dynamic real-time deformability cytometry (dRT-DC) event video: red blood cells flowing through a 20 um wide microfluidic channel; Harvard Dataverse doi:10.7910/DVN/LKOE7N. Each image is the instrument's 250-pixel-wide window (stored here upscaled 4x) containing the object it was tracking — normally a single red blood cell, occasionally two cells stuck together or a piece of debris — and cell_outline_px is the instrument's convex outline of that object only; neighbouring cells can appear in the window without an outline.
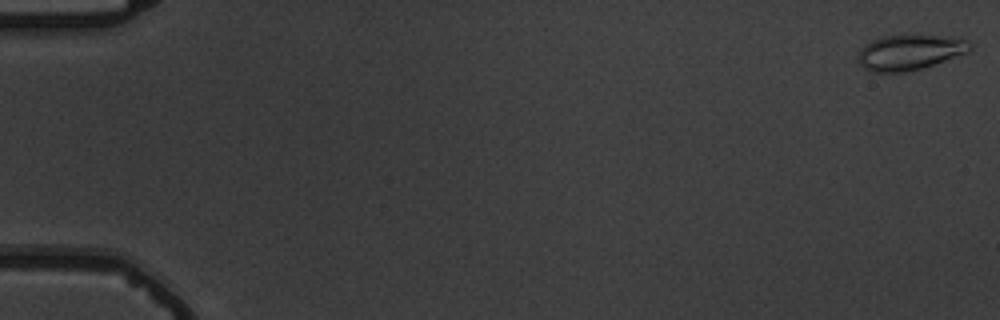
{"species": "common noctule bat (a hibernating species)", "species_latin": "Nyctalus noctula", "temperature_condition": "warm", "stored_images_in_passage": 5, "camera_frame_rate_fps": 3000, "um_per_image_px": 0.085, "animal": {"sex": "male", "body_mass_g": 19.5, "forearm_length_mm": 54.6}, "frame": {"image": 1, "passage_image": 1, "time_ms": 0.0, "image_size_px": [1000, 320], "cell_outline_px": [[972, 48], [968, 52], [920, 68], [904, 72], [872, 72], [864, 68], [856, 60], [856, 56], [864, 44], [872, 40], [884, 36], [960, 36], [968, 40], [972, 44]], "centroid_in_image_um": [77.32, 4.44], "position_along_channel_um": 7.7, "area_um2": 22.95}}
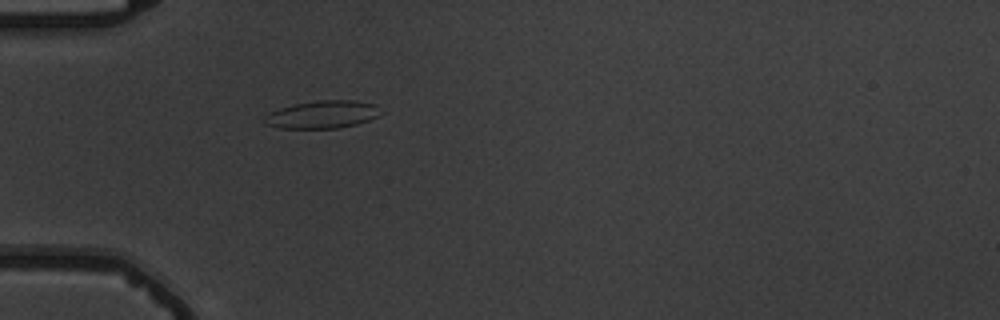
{"frame": {"image": 2, "passage_image": 5, "time_ms": 5.667, "image_size_px": [1000, 320], "cell_outline_px": [[384, 112], [368, 120], [356, 124], [340, 128], [280, 128], [264, 124], [260, 120], [268, 112], [280, 108], [296, 104], [316, 100], [352, 100], [376, 104]], "centroid_in_image_um": [27.38, 9.73], "position_along_channel_um": 57.6, "area_um2": 18.96}}